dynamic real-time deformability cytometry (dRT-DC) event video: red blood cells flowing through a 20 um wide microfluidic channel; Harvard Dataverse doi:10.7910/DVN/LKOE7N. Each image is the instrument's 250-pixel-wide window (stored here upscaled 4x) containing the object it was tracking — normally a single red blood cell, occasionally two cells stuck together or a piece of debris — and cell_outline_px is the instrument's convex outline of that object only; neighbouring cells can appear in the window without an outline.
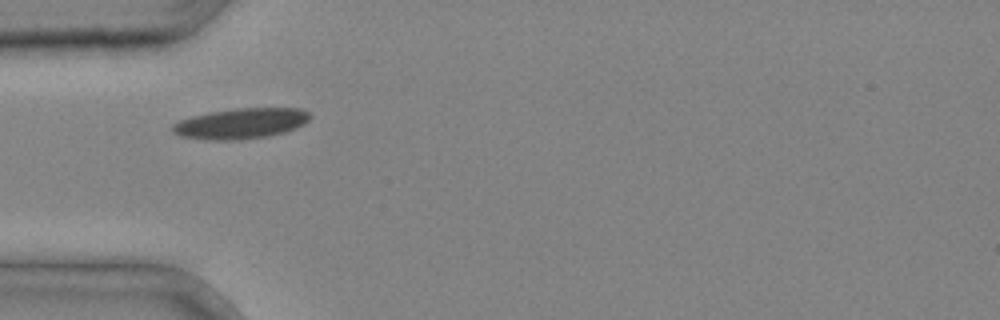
{"species": "common noctule bat (a hibernating species)", "species_latin": "Nyctalus noctula", "temperature_condition": "cold", "stored_images_in_passage": 3, "camera_frame_rate_fps": 3000, "um_per_image_px": 0.085, "animal": {"sex": "male", "body_mass_g": 20.4}, "frame": {"image": 1, "passage_image": 3, "time_ms": 0.667, "image_size_px": [1000, 320], "cell_outline_px": [[312, 116], [304, 124], [296, 128], [284, 132], [268, 136], [240, 140], [204, 140], [180, 136], [172, 132], [172, 124], [180, 120], [192, 116], [212, 112], [236, 108], [300, 108], [308, 112]], "centroid_in_image_um": [20.47, 10.5], "position_along_channel_um": 64.5, "area_um2": 24.57}}